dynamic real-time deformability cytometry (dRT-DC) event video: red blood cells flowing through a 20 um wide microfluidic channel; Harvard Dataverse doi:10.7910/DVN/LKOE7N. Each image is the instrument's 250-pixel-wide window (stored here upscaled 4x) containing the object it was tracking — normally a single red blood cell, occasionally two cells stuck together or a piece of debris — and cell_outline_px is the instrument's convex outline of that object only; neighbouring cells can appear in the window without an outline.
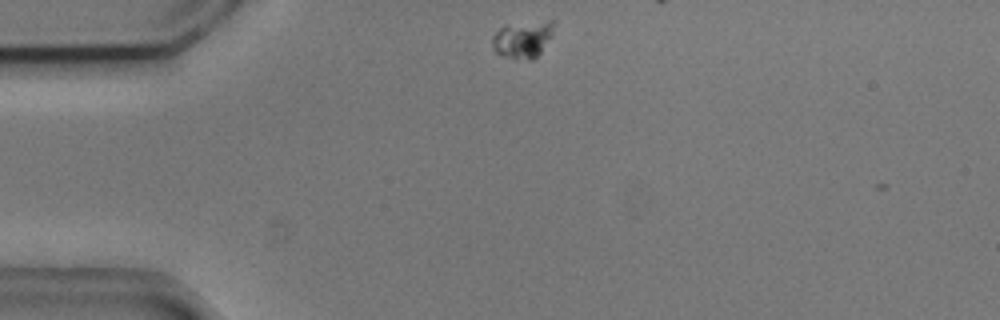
{"species": "common noctule bat (a hibernating species)", "species_latin": "Nyctalus noctula", "temperature_condition": "cold", "stored_images_in_passage": 3, "camera_frame_rate_fps": 3000, "um_per_image_px": 0.085, "animal": {"sex": "male", "body_mass_g": 20.5, "forearm_length_mm": 52.5}, "frame": {"image": 1, "passage_image": 1, "time_ms": 0.0, "image_size_px": [1000, 320], "cell_outline_px": [[556, 24], [552, 36], [540, 52], [532, 60], [516, 60], [500, 56], [492, 48], [492, 36], [504, 24], [552, 20], [556, 20]], "centroid_in_image_um": [44.43, 3.34], "position_along_channel_um": 40.6, "area_um2": 13.76}}